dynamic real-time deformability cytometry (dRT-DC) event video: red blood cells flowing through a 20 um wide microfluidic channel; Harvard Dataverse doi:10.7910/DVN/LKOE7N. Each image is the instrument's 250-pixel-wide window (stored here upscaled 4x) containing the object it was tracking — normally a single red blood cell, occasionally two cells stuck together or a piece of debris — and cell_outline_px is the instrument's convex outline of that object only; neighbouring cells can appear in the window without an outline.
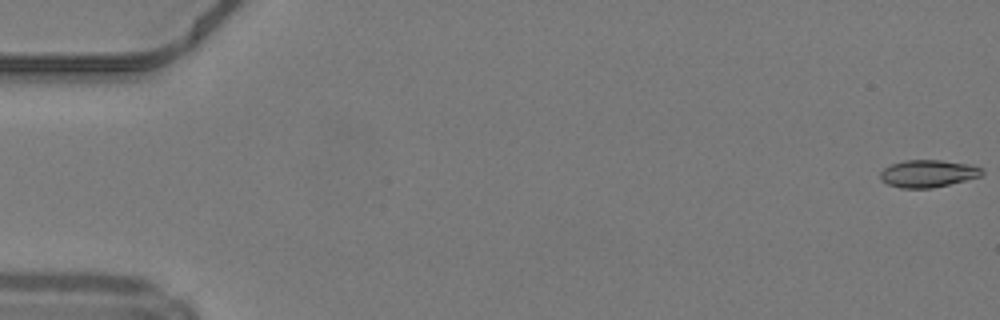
{"species": "common noctule bat (a hibernating species)", "species_latin": "Nyctalus noctula", "temperature_condition": "warm", "stored_images_in_passage": 50, "camera_frame_rate_fps": 3000, "um_per_image_px": 0.085, "animal": {"sex": "male", "body_mass_g": 19.2, "forearm_length_mm": 51.8}, "frame": {"image": 1, "passage_image": 1, "time_ms": 0.0, "image_size_px": [1000, 320], "cell_outline_px": [[984, 172], [980, 176], [932, 188], [900, 188], [888, 184], [880, 180], [880, 172], [884, 168], [892, 164], [904, 160], [940, 160], [968, 164], [980, 168]], "centroid_in_image_um": [78.82, 14.75], "position_along_channel_um": 6.2, "area_um2": 16.01}}
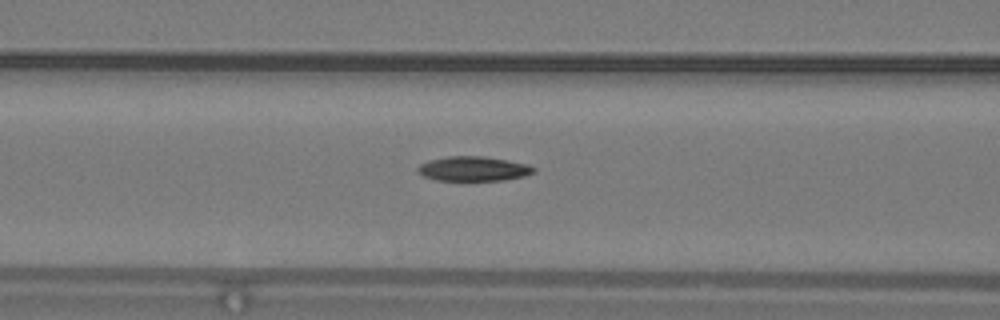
{"frame": {"image": 2, "passage_image": 21, "time_ms": 6.667, "image_size_px": [1000, 320], "cell_outline_px": [[536, 172], [524, 176], [504, 180], [436, 180], [424, 176], [416, 172], [416, 168], [420, 164], [428, 160], [448, 156], [484, 156], [528, 164], [536, 168]], "centroid_in_image_um": [40.23, 14.34], "position_along_channel_um": 126.4, "area_um2": 16.7}}
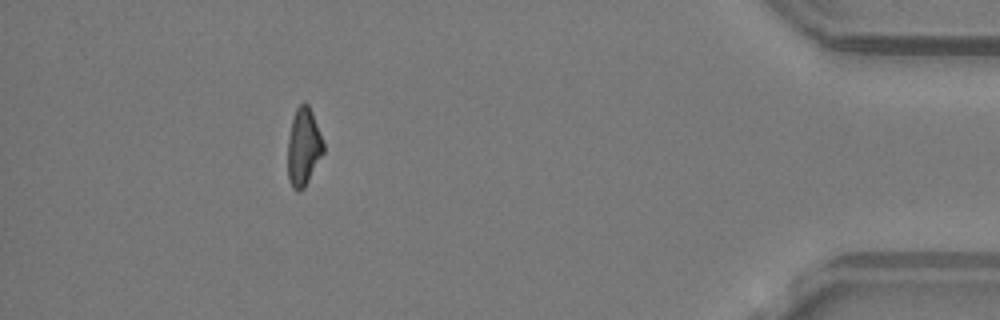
{"frame": {"image": 3, "passage_image": 45, "time_ms": 14.667, "image_size_px": [1000, 320], "cell_outline_px": [[324, 152], [304, 188], [296, 192], [292, 188], [288, 180], [288, 136], [292, 120], [296, 108], [304, 100], [308, 104], [312, 112], [324, 144]], "centroid_in_image_um": [25.79, 12.5], "position_along_channel_um": 409.4, "area_um2": 16.18}, "authors_computed_cell_mechanics": {"area_um2": 16.5019, "velocity_mm_per_s": 4.2447, "shape_relaxation_time_tau1_ms": 9.1031, "shape_relaxation_time_tau2_ms": 7.4497, "deformation_change_tau1": 0.2312, "deformation_change_tau2": 0.1617}}